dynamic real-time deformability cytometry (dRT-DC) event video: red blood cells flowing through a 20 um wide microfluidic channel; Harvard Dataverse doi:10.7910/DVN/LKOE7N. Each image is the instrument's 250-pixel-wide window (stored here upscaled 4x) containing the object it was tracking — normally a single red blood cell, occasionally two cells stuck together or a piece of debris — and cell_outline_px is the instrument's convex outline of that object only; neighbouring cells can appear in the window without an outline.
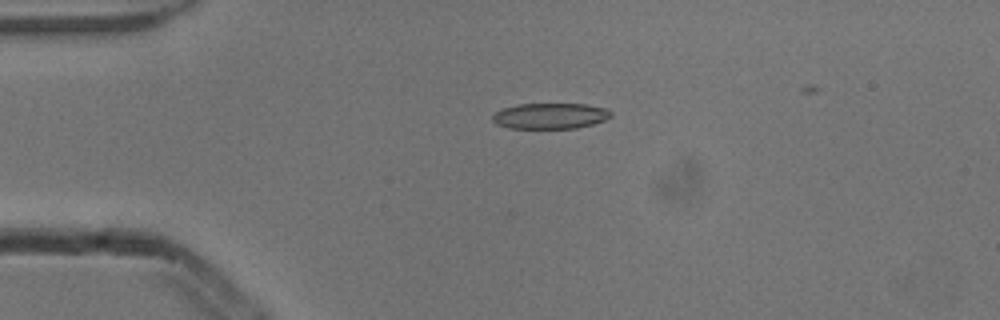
{"species": "common noctule bat (a hibernating species)", "species_latin": "Nyctalus noctula", "temperature_condition": "cold", "stored_images_in_passage": 1, "camera_frame_rate_fps": 3000, "um_per_image_px": 0.085, "animal": {"sex": "male", "body_mass_g": 13.3}, "frame": {"image": 1, "passage_image": 1, "time_ms": 0.0, "image_size_px": [1000, 320], "cell_outline_px": [[612, 116], [604, 120], [592, 124], [576, 128], [508, 128], [496, 124], [492, 120], [492, 116], [496, 112], [504, 108], [520, 104], [588, 104], [604, 108], [612, 112]], "centroid_in_image_um": [46.77, 9.85], "position_along_channel_um": 38.2, "area_um2": 17.69}}